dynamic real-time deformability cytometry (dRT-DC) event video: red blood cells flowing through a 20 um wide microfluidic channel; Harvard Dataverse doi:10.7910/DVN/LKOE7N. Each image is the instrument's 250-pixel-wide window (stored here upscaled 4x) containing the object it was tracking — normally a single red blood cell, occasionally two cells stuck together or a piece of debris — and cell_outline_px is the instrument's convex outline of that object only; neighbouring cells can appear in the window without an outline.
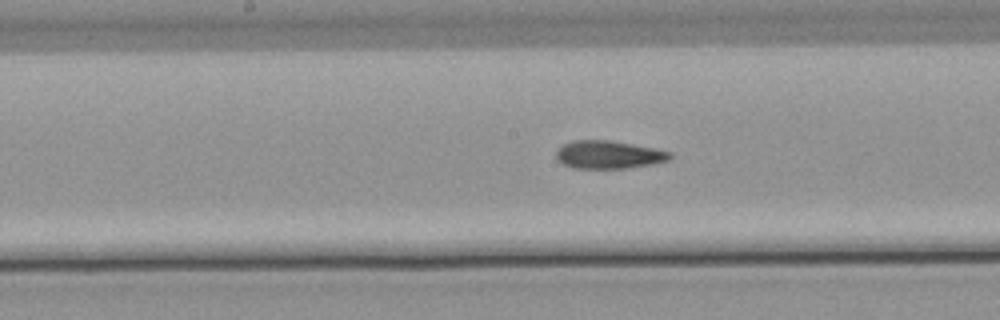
{"species": "common noctule bat (a hibernating species)", "species_latin": "Nyctalus noctula", "temperature_condition": "warm", "stored_images_in_passage": 12, "camera_frame_rate_fps": 3000, "um_per_image_px": 0.085, "animal": {"sex": "male", "body_mass_g": 21.5, "forearm_length_mm": 52.0}, "frame": {"image": 1, "passage_image": 7, "time_ms": 2.0, "image_size_px": [1000, 320], "cell_outline_px": [[672, 156], [668, 160], [648, 164], [624, 168], [572, 168], [556, 160], [556, 152], [564, 144], [572, 140], [612, 140], [672, 152]], "centroid_in_image_um": [51.69, 13.14], "position_along_channel_um": 196.5, "area_um2": 18.32}}